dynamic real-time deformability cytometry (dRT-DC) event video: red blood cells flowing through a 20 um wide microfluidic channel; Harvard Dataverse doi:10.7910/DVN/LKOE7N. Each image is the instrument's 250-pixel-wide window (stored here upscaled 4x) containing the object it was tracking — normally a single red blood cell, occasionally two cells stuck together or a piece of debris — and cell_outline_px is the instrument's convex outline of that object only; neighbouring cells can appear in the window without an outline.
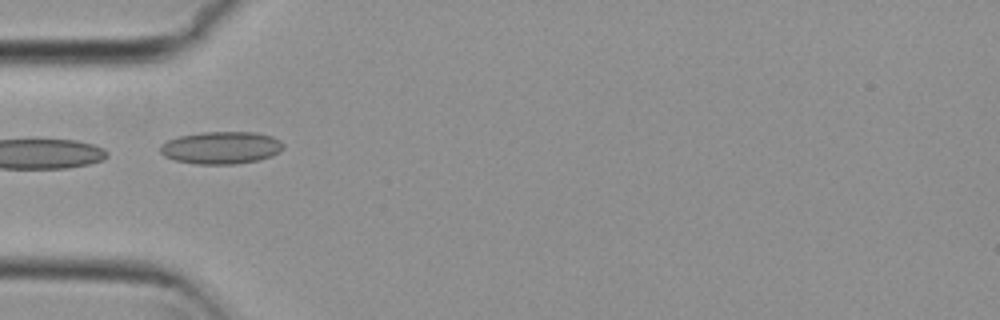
{"species": "common noctule bat (a hibernating species)", "species_latin": "Nyctalus noctula", "temperature_condition": "cold", "stored_images_in_passage": 7, "camera_frame_rate_fps": 3000, "um_per_image_px": 0.085, "animal": {"sex": "female", "body_mass_g": 29.2, "forearm_length_mm": 56.3}, "frame": {"image": 1, "passage_image": 5, "time_ms": 1.333, "image_size_px": [1000, 320], "cell_outline_px": [[284, 148], [280, 152], [272, 156], [256, 160], [236, 164], [196, 164], [176, 160], [164, 156], [160, 152], [160, 144], [168, 140], [180, 136], [204, 132], [256, 132], [272, 136], [280, 140], [284, 144]], "centroid_in_image_um": [18.82, 12.55], "position_along_channel_um": 66.2, "area_um2": 23.29}}
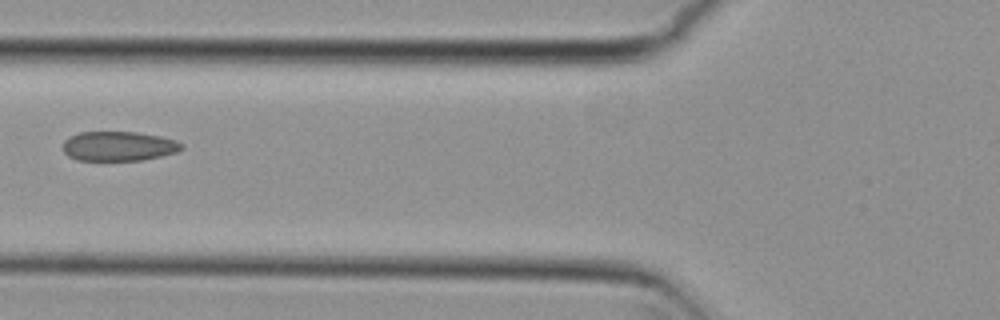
{"frame": {"image": 2, "passage_image": 6, "time_ms": 1.667, "image_size_px": [1000, 320], "cell_outline_px": [[184, 148], [176, 152], [160, 156], [140, 160], [76, 160], [68, 156], [64, 152], [64, 140], [80, 132], [136, 132], [160, 136], [176, 140], [184, 144]], "centroid_in_image_um": [10.11, 12.42], "position_along_channel_um": 115.7, "area_um2": 20.35}}
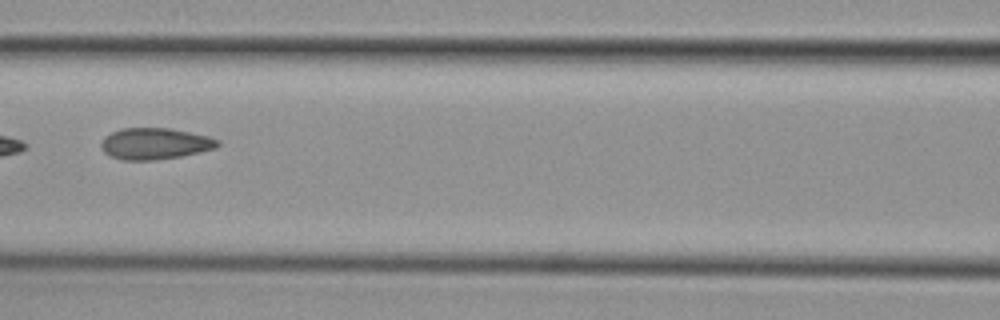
{"frame": {"image": 3, "passage_image": 7, "time_ms": 2.0, "image_size_px": [1000, 320], "cell_outline_px": [[220, 144], [216, 148], [200, 152], [180, 156], [156, 160], [120, 160], [108, 156], [100, 148], [100, 144], [104, 136], [120, 128], [168, 128], [208, 136], [220, 140]], "centroid_in_image_um": [13.13, 12.22], "position_along_channel_um": 153.5, "area_um2": 21.5}}